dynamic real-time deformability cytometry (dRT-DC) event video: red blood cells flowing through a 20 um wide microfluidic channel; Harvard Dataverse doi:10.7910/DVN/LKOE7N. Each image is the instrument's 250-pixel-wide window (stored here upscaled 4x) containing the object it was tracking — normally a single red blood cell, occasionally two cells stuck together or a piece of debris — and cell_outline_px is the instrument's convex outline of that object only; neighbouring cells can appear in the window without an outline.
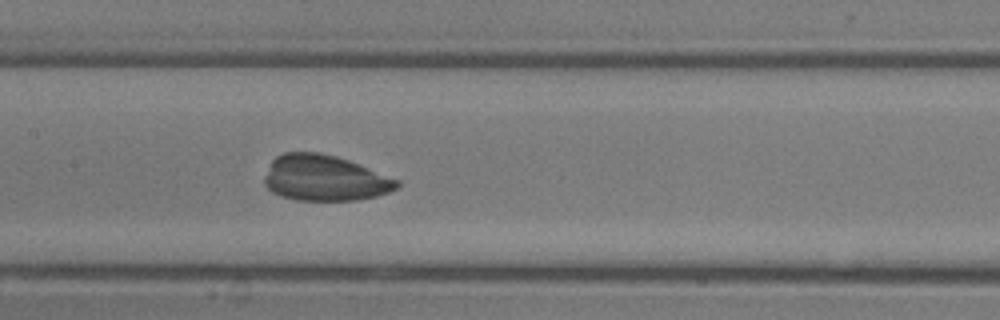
{"species": "common noctule bat (a hibernating species)", "species_latin": "Nyctalus noctula", "temperature_condition": "room temperature", "stored_images_in_passage": 30, "camera_frame_rate_fps": 3000, "um_per_image_px": 0.085, "animal": {"sex": "male", "body_mass_g": 13.3}, "frame": {"image": 1, "passage_image": 14, "time_ms": 4.333, "image_size_px": [1000, 320], "cell_outline_px": [[400, 184], [396, 188], [388, 192], [376, 196], [356, 200], [296, 200], [280, 196], [272, 192], [264, 184], [264, 176], [272, 160], [276, 156], [284, 152], [320, 152], [336, 156], [348, 160], [400, 180]], "centroid_in_image_um": [27.57, 15.13], "position_along_channel_um": 179.8, "area_um2": 35.37}}
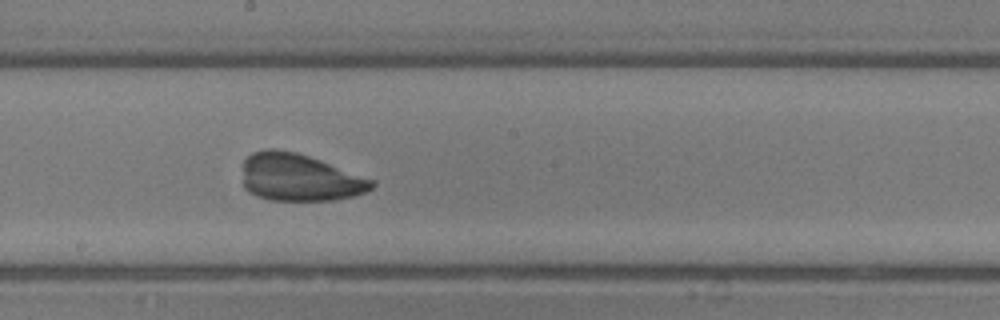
{"frame": {"image": 2, "passage_image": 16, "time_ms": 5.0, "image_size_px": [1000, 320], "cell_outline_px": [[376, 184], [372, 188], [364, 192], [352, 196], [336, 200], [268, 200], [256, 196], [248, 192], [244, 188], [244, 160], [252, 152], [272, 148], [296, 152], [320, 160], [376, 180]], "centroid_in_image_um": [25.47, 15.09], "position_along_channel_um": 222.7, "area_um2": 35.66}}
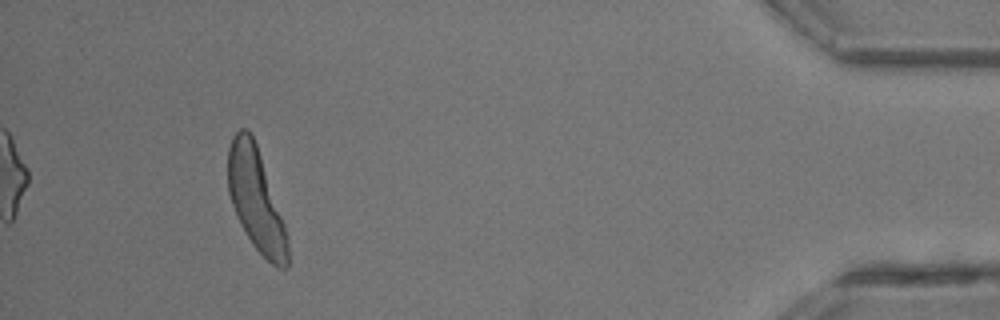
{"frame": {"image": 3, "passage_image": 28, "time_ms": 9.0, "image_size_px": [1000, 320], "cell_outline_px": [[288, 268], [276, 268], [252, 244], [240, 224], [232, 204], [228, 192], [228, 148], [232, 136], [240, 128], [248, 128], [256, 144], [284, 224], [288, 236]], "centroid_in_image_um": [21.74, 16.98], "position_along_channel_um": 413.5, "area_um2": 35.14}}